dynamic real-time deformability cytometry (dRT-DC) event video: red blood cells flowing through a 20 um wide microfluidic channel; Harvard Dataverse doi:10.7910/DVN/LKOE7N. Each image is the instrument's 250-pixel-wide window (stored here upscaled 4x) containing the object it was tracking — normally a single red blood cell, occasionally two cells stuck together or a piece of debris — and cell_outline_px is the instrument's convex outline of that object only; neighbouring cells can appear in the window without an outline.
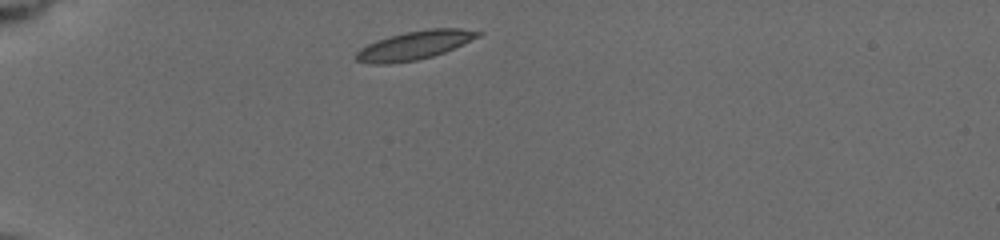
{"species": "common noctule bat (a hibernating species)", "species_latin": "Nyctalus noctula", "temperature_condition": "cold", "stored_images_in_passage": 3, "camera_frame_rate_fps": 3000, "um_per_image_px": 0.085, "animal": {"sex": "female", "body_mass_g": 19.5, "forearm_length_mm": 54.1}, "frame": {"image": 1, "passage_image": 1, "time_ms": 0.0, "image_size_px": [1000, 240], "cell_outline_px": [[484, 32], [480, 36], [444, 52], [432, 56], [416, 60], [388, 64], [372, 64], [356, 60], [352, 56], [360, 48], [376, 40], [388, 36], [404, 32], [428, 28], [460, 28]], "centroid_in_image_um": [35.19, 3.84], "position_along_channel_um": 49.8, "area_um2": 20.4}}
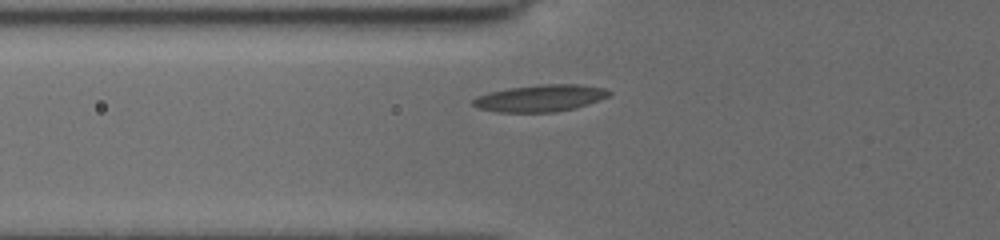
{"frame": {"image": 2, "passage_image": 3, "time_ms": 1.667, "image_size_px": [1000, 240], "cell_outline_px": [[612, 92], [608, 96], [600, 100], [576, 108], [556, 112], [496, 112], [480, 108], [472, 104], [472, 100], [476, 96], [488, 92], [508, 88], [540, 84], [580, 84], [604, 88]], "centroid_in_image_um": [45.93, 8.34], "position_along_channel_um": 79.9, "area_um2": 21.44}}